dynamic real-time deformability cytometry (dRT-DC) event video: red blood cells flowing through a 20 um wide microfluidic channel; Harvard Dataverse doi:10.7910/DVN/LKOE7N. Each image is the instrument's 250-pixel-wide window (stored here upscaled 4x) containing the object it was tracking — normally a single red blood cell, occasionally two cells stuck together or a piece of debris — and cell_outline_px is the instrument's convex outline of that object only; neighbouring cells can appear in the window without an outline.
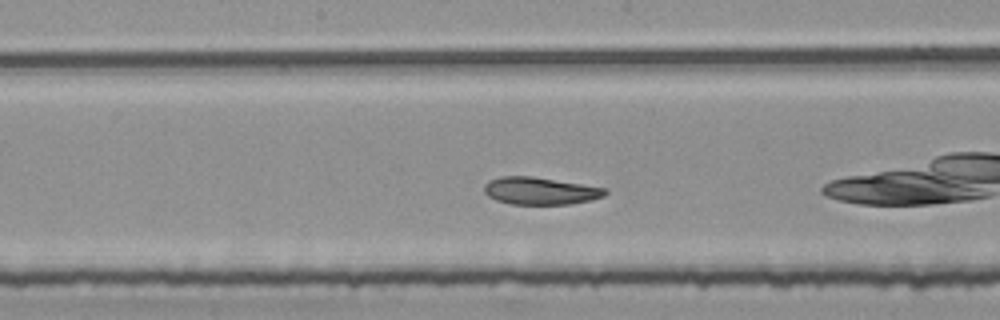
{"species": "common noctule bat (a hibernating species)", "species_latin": "Nyctalus noctula", "temperature_condition": "room temperature", "stored_images_in_passage": 33, "camera_frame_rate_fps": 3000, "um_per_image_px": 0.085, "animal": {"sex": "female", "body_mass_g": 25.1}, "frame": {"image": 1, "passage_image": 10, "time_ms": 3.0, "image_size_px": [1000, 320], "cell_outline_px": [[608, 192], [604, 196], [592, 200], [572, 204], [508, 204], [496, 200], [488, 196], [484, 192], [484, 184], [488, 180], [500, 176], [532, 176], [608, 188]], "centroid_in_image_um": [45.92, 16.22], "position_along_channel_um": 202.3, "area_um2": 19.54}, "authors_computed_cell_mechanics": {"area_um2": 19.7098, "velocity_mm_per_s": 3.7163, "shape_relaxation_time_tau1_ms": 2.0518, "shape_relaxation_time_tau2_ms": 2.4342, "deformation_change_tau1": 0.0935, "deformation_change_tau2": 0.0726}}